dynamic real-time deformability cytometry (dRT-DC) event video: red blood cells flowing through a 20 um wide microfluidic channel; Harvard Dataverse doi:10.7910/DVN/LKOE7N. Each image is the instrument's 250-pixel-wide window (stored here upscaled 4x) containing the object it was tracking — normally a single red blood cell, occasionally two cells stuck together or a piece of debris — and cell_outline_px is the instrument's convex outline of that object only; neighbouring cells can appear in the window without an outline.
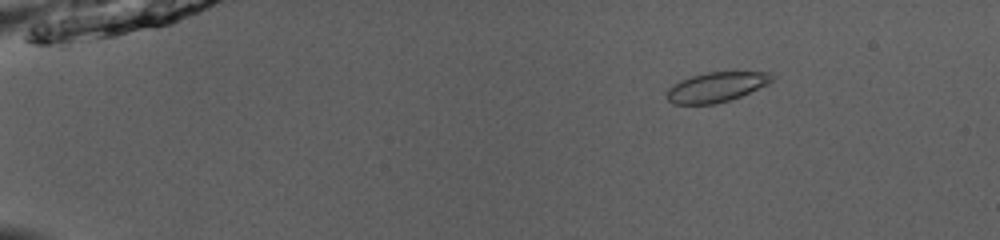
{"species": "common noctule bat (a hibernating species)", "species_latin": "Nyctalus noctula", "temperature_condition": "room temperature", "stored_images_in_passage": 53, "camera_frame_rate_fps": 3000, "um_per_image_px": 0.085, "animal": {"sex": "male", "body_mass_g": 13.0, "forearm_length_mm": 53.1}, "frame": {"image": 1, "passage_image": 9, "time_ms": 2.667, "image_size_px": [1000, 240], "cell_outline_px": [[772, 80], [768, 84], [740, 96], [716, 104], [672, 104], [664, 96], [668, 88], [680, 80], [692, 76], [708, 72], [768, 72], [772, 76]], "centroid_in_image_um": [60.83, 7.41], "position_along_channel_um": 24.2, "area_um2": 18.15}}
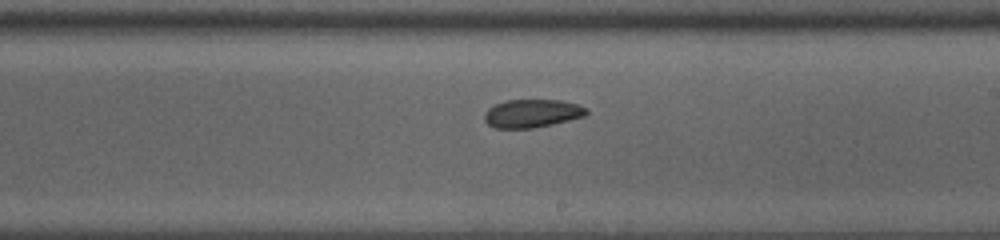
{"frame": {"image": 2, "passage_image": 33, "time_ms": 10.667, "image_size_px": [1000, 240], "cell_outline_px": [[588, 112], [584, 116], [552, 124], [532, 128], [496, 128], [488, 124], [484, 120], [484, 112], [488, 108], [504, 100], [560, 100], [576, 104], [588, 108]], "centroid_in_image_um": [45.2, 9.63], "position_along_channel_um": 243.8, "area_um2": 16.7}}
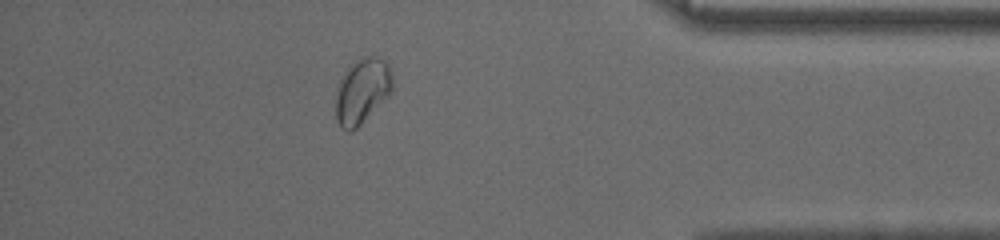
{"frame": {"image": 3, "passage_image": 47, "time_ms": 15.333, "image_size_px": [1000, 240], "cell_outline_px": [[392, 88], [360, 124], [352, 132], [348, 132], [340, 128], [336, 120], [336, 88], [340, 80], [348, 68], [356, 60], [364, 56], [376, 56], [384, 60], [388, 64], [392, 76]], "centroid_in_image_um": [30.73, 7.72], "position_along_channel_um": 404.5, "area_um2": 21.04}, "authors_computed_cell_mechanics": {"area_um2": 18.496, "velocity_mm_per_s": 3.9842, "shape_relaxation_time_tau1_ms": null, "shape_relaxation_time_tau2_ms": 8.8806, "deformation_change_tau1": null, "deformation_change_tau2": 0.1185}}